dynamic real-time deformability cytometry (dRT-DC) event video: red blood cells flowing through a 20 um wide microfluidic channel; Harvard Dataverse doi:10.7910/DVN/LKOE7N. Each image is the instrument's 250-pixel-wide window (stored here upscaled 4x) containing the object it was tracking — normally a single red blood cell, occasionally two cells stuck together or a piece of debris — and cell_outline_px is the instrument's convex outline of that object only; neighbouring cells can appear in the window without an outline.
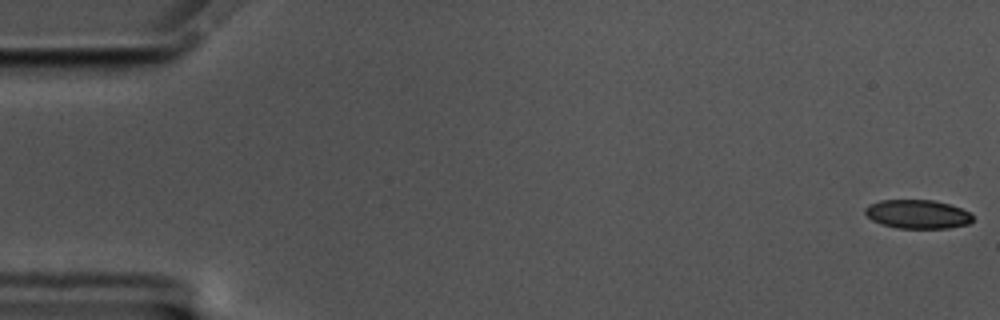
{"species": "common noctule bat (a hibernating species)", "species_latin": "Nyctalus noctula", "temperature_condition": "cold", "stored_images_in_passage": 12, "camera_frame_rate_fps": 3000, "um_per_image_px": 0.085, "animal": {"sex": "male", "body_mass_g": 17.5, "forearm_length_mm": 52.3}, "frame": {"image": 1, "passage_image": 1, "time_ms": 0.0, "image_size_px": [1000, 320], "cell_outline_px": [[972, 220], [968, 224], [948, 228], [896, 228], [880, 224], [872, 220], [864, 212], [864, 208], [868, 204], [880, 200], [932, 200], [948, 204], [960, 208], [968, 212], [972, 216]], "centroid_in_image_um": [77.94, 18.2], "position_along_channel_um": 7.1, "area_um2": 18.03}}